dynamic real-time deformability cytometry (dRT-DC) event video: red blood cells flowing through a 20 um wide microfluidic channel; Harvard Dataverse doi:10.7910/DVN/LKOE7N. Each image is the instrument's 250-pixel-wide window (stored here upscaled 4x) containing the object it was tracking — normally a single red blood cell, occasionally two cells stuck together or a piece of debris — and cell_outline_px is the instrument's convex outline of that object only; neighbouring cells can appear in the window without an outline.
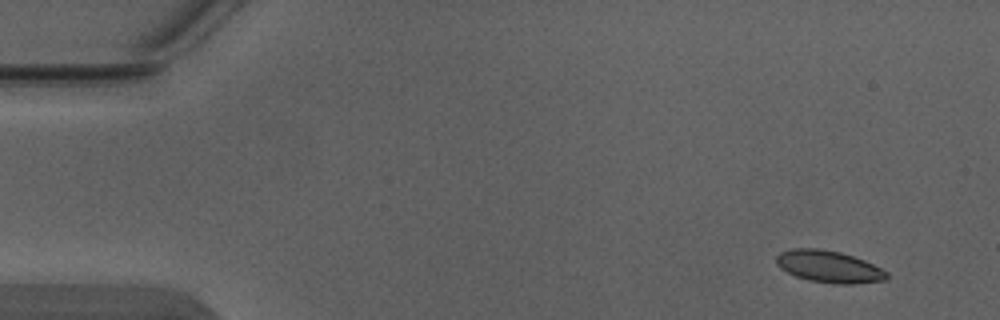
{"species": "Egyptian fruit bat (a non-hibernating species)", "species_latin": "Rousettus aegyptiacus", "temperature_condition": "warm", "stored_images_in_passage": 4, "camera_frame_rate_fps": 3000, "um_per_image_px": 0.085, "animal": {"sex": "male"}, "frame": {"image": 1, "passage_image": 1, "time_ms": 0.0, "image_size_px": [1000, 320], "cell_outline_px": [[888, 276], [884, 280], [852, 284], [836, 284], [808, 280], [796, 276], [780, 268], [776, 264], [776, 256], [780, 252], [792, 248], [820, 248], [840, 252], [864, 260], [888, 272]], "centroid_in_image_um": [70.43, 22.65], "position_along_channel_um": 14.6, "area_um2": 20.52}}
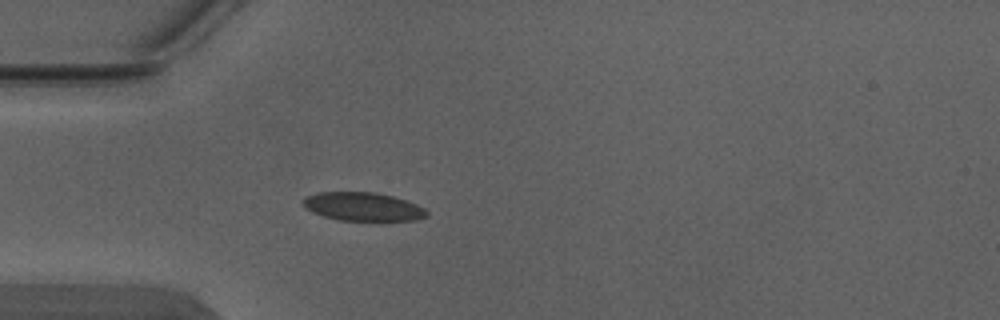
{"frame": {"image": 2, "passage_image": 4, "time_ms": 1.0, "image_size_px": [1000, 320], "cell_outline_px": [[428, 216], [416, 220], [340, 220], [324, 216], [312, 212], [304, 208], [300, 204], [300, 200], [316, 192], [376, 192], [408, 200], [424, 208], [428, 212]], "centroid_in_image_um": [30.82, 17.55], "position_along_channel_um": 54.2, "area_um2": 20.69}}